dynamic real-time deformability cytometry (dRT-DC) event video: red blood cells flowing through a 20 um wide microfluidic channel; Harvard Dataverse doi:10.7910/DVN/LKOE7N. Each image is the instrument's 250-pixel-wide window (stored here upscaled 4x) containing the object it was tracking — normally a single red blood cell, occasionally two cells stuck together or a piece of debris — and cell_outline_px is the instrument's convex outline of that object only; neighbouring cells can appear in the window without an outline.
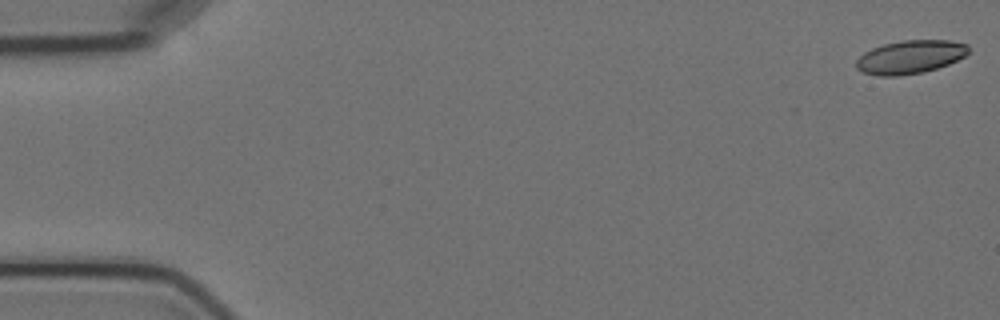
{"species": "Egyptian fruit bat (a non-hibernating species)", "species_latin": "Rousettus aegyptiacus", "temperature_condition": "cold", "stored_images_in_passage": 6, "camera_frame_rate_fps": 3000, "um_per_image_px": 0.085, "animal": {"sex": "female"}, "frame": {"image": 1, "passage_image": 1, "time_ms": 0.0, "image_size_px": [1000, 320], "cell_outline_px": [[968, 52], [964, 56], [948, 64], [924, 72], [896, 76], [880, 76], [864, 72], [856, 68], [856, 60], [864, 52], [872, 48], [884, 44], [904, 40], [948, 40], [968, 44]], "centroid_in_image_um": [77.35, 4.84], "position_along_channel_um": 7.6, "area_um2": 21.68}}
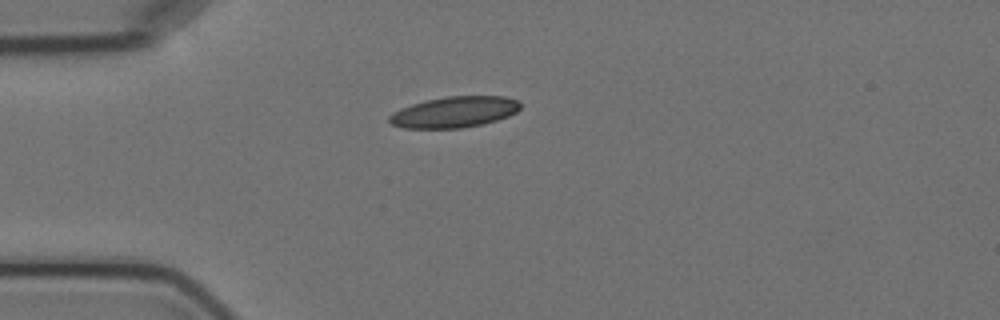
{"frame": {"image": 2, "passage_image": 5, "time_ms": 4.667, "image_size_px": [1000, 320], "cell_outline_px": [[520, 108], [516, 112], [508, 116], [496, 120], [480, 124], [460, 128], [404, 128], [392, 124], [388, 120], [388, 116], [392, 112], [400, 108], [412, 104], [428, 100], [448, 96], [504, 96], [520, 100]], "centroid_in_image_um": [38.62, 9.52], "position_along_channel_um": 46.4, "area_um2": 23.58}}